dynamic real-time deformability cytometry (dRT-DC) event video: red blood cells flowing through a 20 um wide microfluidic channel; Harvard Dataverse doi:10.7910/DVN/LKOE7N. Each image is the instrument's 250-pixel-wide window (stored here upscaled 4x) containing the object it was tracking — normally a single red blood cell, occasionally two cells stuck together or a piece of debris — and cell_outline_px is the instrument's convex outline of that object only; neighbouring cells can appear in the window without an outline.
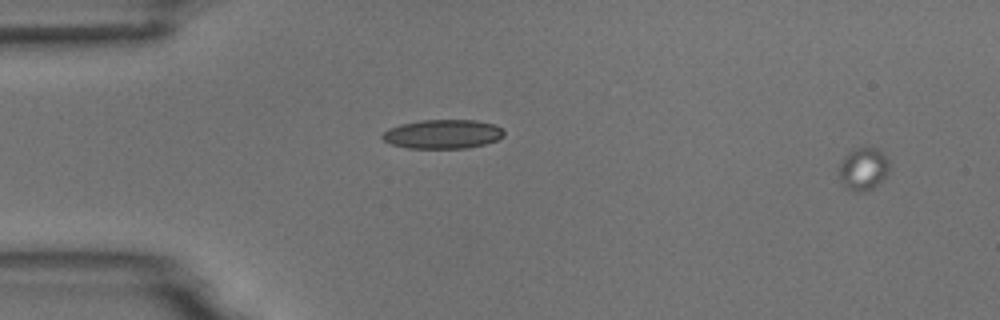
{"species": "common noctule bat (a hibernating species)", "species_latin": "Nyctalus noctula", "temperature_condition": "room temperature", "stored_images_in_passage": 7, "camera_frame_rate_fps": 3000, "um_per_image_px": 0.085, "animal": {"sex": "male", "body_mass_g": 18.8}, "frame": {"image": 1, "passage_image": 1, "time_ms": 0.0, "image_size_px": [1000, 320], "cell_outline_px": [[888, 172], [872, 188], [864, 192], [852, 192], [844, 188], [840, 180], [840, 164], [844, 156], [848, 152], [856, 148], [876, 148], [888, 160]], "centroid_in_image_um": [73.33, 14.39], "position_along_channel_um": 11.7, "area_um2": 12.25}}